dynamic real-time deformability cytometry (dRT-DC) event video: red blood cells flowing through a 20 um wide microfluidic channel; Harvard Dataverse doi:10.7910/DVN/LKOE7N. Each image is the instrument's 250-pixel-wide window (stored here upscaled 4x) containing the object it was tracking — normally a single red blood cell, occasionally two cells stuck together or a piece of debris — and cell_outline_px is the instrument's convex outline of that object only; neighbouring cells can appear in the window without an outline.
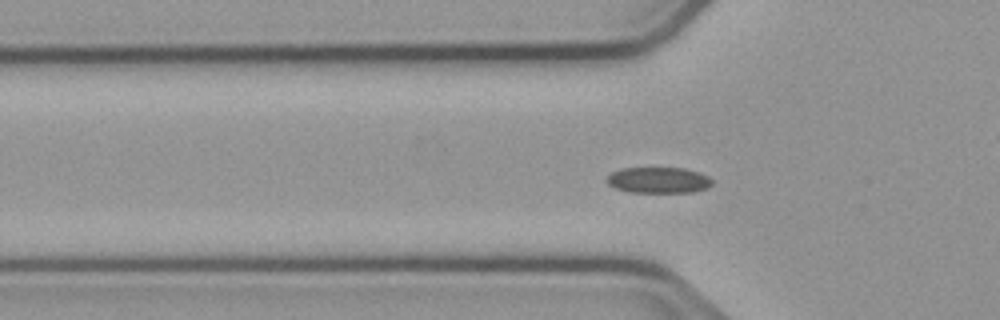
{"species": "common noctule bat (a hibernating species)", "species_latin": "Nyctalus noctula", "temperature_condition": "cold", "stored_images_in_passage": 55, "camera_frame_rate_fps": 3000, "um_per_image_px": 0.085, "animal": {"sex": "male", "body_mass_g": 23.1, "forearm_length_mm": 52.7}, "frame": {"image": 1, "passage_image": 17, "time_ms": 5.333, "image_size_px": [1000, 320], "cell_outline_px": [[712, 184], [708, 188], [692, 192], [628, 192], [616, 188], [608, 184], [604, 180], [612, 172], [620, 168], [684, 168], [708, 176], [712, 180]], "centroid_in_image_um": [55.94, 15.31], "position_along_channel_um": 69.9, "area_um2": 15.95}}
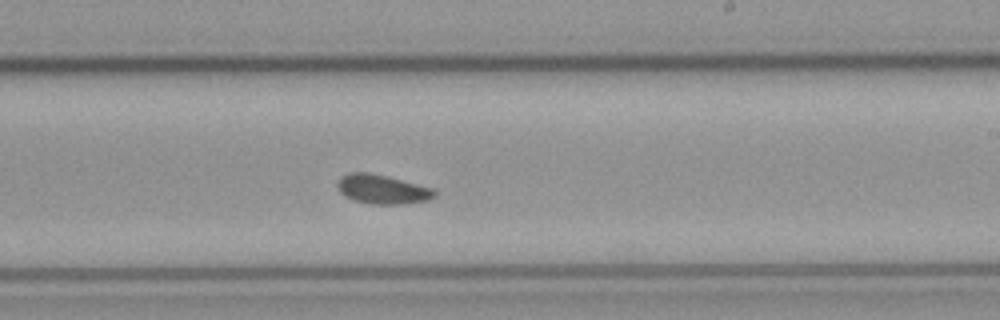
{"frame": {"image": 2, "passage_image": 32, "time_ms": 10.333, "image_size_px": [1000, 320], "cell_outline_px": [[436, 196], [428, 200], [404, 204], [372, 204], [352, 200], [344, 196], [340, 192], [336, 184], [340, 176], [352, 172], [368, 172], [388, 176], [436, 188]], "centroid_in_image_um": [32.51, 16.08], "position_along_channel_um": 256.5, "area_um2": 16.88}}
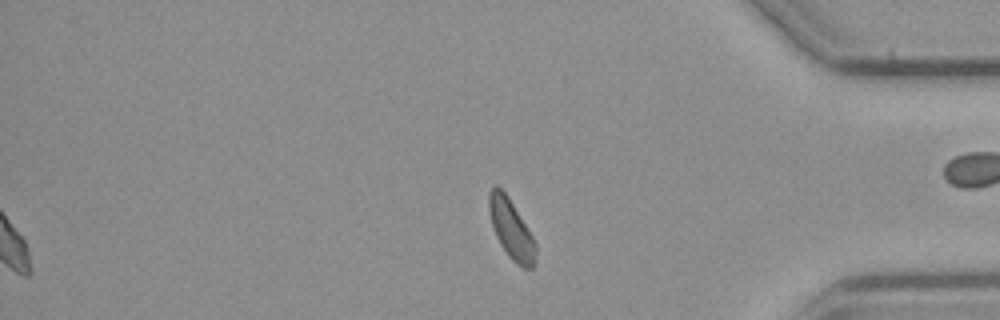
{"frame": {"image": 3, "passage_image": 45, "time_ms": 14.667, "image_size_px": [1000, 320], "cell_outline_px": [[536, 264], [532, 268], [524, 268], [516, 264], [508, 256], [500, 244], [496, 236], [492, 224], [488, 208], [488, 192], [496, 184], [508, 196], [532, 236], [536, 244]], "centroid_in_image_um": [43.45, 19.5], "position_along_channel_um": 391.8, "area_um2": 16.13}}